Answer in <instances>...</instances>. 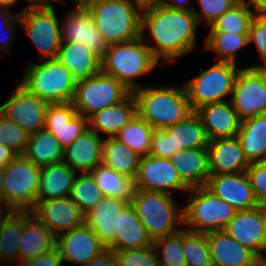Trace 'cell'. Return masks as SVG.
<instances>
[{"mask_svg": "<svg viewBox=\"0 0 266 266\" xmlns=\"http://www.w3.org/2000/svg\"><path fill=\"white\" fill-rule=\"evenodd\" d=\"M171 136L173 151L207 148L209 139L198 114L193 111L183 121L163 128Z\"/></svg>", "mask_w": 266, "mask_h": 266, "instance_id": "cell-32", "label": "cell"}, {"mask_svg": "<svg viewBox=\"0 0 266 266\" xmlns=\"http://www.w3.org/2000/svg\"><path fill=\"white\" fill-rule=\"evenodd\" d=\"M252 266H266V256L258 257Z\"/></svg>", "mask_w": 266, "mask_h": 266, "instance_id": "cell-62", "label": "cell"}, {"mask_svg": "<svg viewBox=\"0 0 266 266\" xmlns=\"http://www.w3.org/2000/svg\"><path fill=\"white\" fill-rule=\"evenodd\" d=\"M57 59L76 81L93 77L101 71V59L78 42L61 43Z\"/></svg>", "mask_w": 266, "mask_h": 266, "instance_id": "cell-30", "label": "cell"}, {"mask_svg": "<svg viewBox=\"0 0 266 266\" xmlns=\"http://www.w3.org/2000/svg\"><path fill=\"white\" fill-rule=\"evenodd\" d=\"M170 160L189 189L206 186L210 175L207 148L181 149Z\"/></svg>", "mask_w": 266, "mask_h": 266, "instance_id": "cell-27", "label": "cell"}, {"mask_svg": "<svg viewBox=\"0 0 266 266\" xmlns=\"http://www.w3.org/2000/svg\"><path fill=\"white\" fill-rule=\"evenodd\" d=\"M53 1H54L55 3H59V2H60V3H63L64 5H66V3H67V2L64 1V0H53ZM78 1H80V0H72L73 3L78 2Z\"/></svg>", "mask_w": 266, "mask_h": 266, "instance_id": "cell-64", "label": "cell"}, {"mask_svg": "<svg viewBox=\"0 0 266 266\" xmlns=\"http://www.w3.org/2000/svg\"><path fill=\"white\" fill-rule=\"evenodd\" d=\"M63 151L55 136L44 128L29 136L23 156L42 168L62 162Z\"/></svg>", "mask_w": 266, "mask_h": 266, "instance_id": "cell-35", "label": "cell"}, {"mask_svg": "<svg viewBox=\"0 0 266 266\" xmlns=\"http://www.w3.org/2000/svg\"><path fill=\"white\" fill-rule=\"evenodd\" d=\"M85 215L104 197L90 173L77 174L69 196Z\"/></svg>", "mask_w": 266, "mask_h": 266, "instance_id": "cell-41", "label": "cell"}, {"mask_svg": "<svg viewBox=\"0 0 266 266\" xmlns=\"http://www.w3.org/2000/svg\"><path fill=\"white\" fill-rule=\"evenodd\" d=\"M22 30L37 48L40 61L57 58L61 46L60 21L53 4L44 7H25L17 13Z\"/></svg>", "mask_w": 266, "mask_h": 266, "instance_id": "cell-11", "label": "cell"}, {"mask_svg": "<svg viewBox=\"0 0 266 266\" xmlns=\"http://www.w3.org/2000/svg\"><path fill=\"white\" fill-rule=\"evenodd\" d=\"M30 211H13L4 221L0 231V263L18 262L19 239L23 225L32 216Z\"/></svg>", "mask_w": 266, "mask_h": 266, "instance_id": "cell-37", "label": "cell"}, {"mask_svg": "<svg viewBox=\"0 0 266 266\" xmlns=\"http://www.w3.org/2000/svg\"><path fill=\"white\" fill-rule=\"evenodd\" d=\"M56 248L63 262L85 266L106 249L98 236L84 222L56 237Z\"/></svg>", "mask_w": 266, "mask_h": 266, "instance_id": "cell-16", "label": "cell"}, {"mask_svg": "<svg viewBox=\"0 0 266 266\" xmlns=\"http://www.w3.org/2000/svg\"><path fill=\"white\" fill-rule=\"evenodd\" d=\"M199 25L192 11H182L161 4L142 9L141 34L149 30L148 46L154 58L161 63L189 53L195 48L196 30Z\"/></svg>", "mask_w": 266, "mask_h": 266, "instance_id": "cell-1", "label": "cell"}, {"mask_svg": "<svg viewBox=\"0 0 266 266\" xmlns=\"http://www.w3.org/2000/svg\"><path fill=\"white\" fill-rule=\"evenodd\" d=\"M29 134L20 128L17 124L8 120L0 113V144L10 147L18 155H23L27 143L29 141Z\"/></svg>", "mask_w": 266, "mask_h": 266, "instance_id": "cell-44", "label": "cell"}, {"mask_svg": "<svg viewBox=\"0 0 266 266\" xmlns=\"http://www.w3.org/2000/svg\"><path fill=\"white\" fill-rule=\"evenodd\" d=\"M119 266H160L154 246L114 251Z\"/></svg>", "mask_w": 266, "mask_h": 266, "instance_id": "cell-45", "label": "cell"}, {"mask_svg": "<svg viewBox=\"0 0 266 266\" xmlns=\"http://www.w3.org/2000/svg\"><path fill=\"white\" fill-rule=\"evenodd\" d=\"M31 212L56 237L82 225L85 217L70 197L36 201Z\"/></svg>", "mask_w": 266, "mask_h": 266, "instance_id": "cell-18", "label": "cell"}, {"mask_svg": "<svg viewBox=\"0 0 266 266\" xmlns=\"http://www.w3.org/2000/svg\"><path fill=\"white\" fill-rule=\"evenodd\" d=\"M188 3H190V0H161L160 4L171 9L193 11L194 7L191 5L187 6Z\"/></svg>", "mask_w": 266, "mask_h": 266, "instance_id": "cell-54", "label": "cell"}, {"mask_svg": "<svg viewBox=\"0 0 266 266\" xmlns=\"http://www.w3.org/2000/svg\"><path fill=\"white\" fill-rule=\"evenodd\" d=\"M5 170L0 167V206H2V191H3V180H4Z\"/></svg>", "mask_w": 266, "mask_h": 266, "instance_id": "cell-60", "label": "cell"}, {"mask_svg": "<svg viewBox=\"0 0 266 266\" xmlns=\"http://www.w3.org/2000/svg\"><path fill=\"white\" fill-rule=\"evenodd\" d=\"M18 266H63L61 255L57 248L39 255L36 258L28 259L17 264Z\"/></svg>", "mask_w": 266, "mask_h": 266, "instance_id": "cell-50", "label": "cell"}, {"mask_svg": "<svg viewBox=\"0 0 266 266\" xmlns=\"http://www.w3.org/2000/svg\"><path fill=\"white\" fill-rule=\"evenodd\" d=\"M191 193L183 207L184 228L201 233L224 230L236 210L215 196L205 186L189 189Z\"/></svg>", "mask_w": 266, "mask_h": 266, "instance_id": "cell-7", "label": "cell"}, {"mask_svg": "<svg viewBox=\"0 0 266 266\" xmlns=\"http://www.w3.org/2000/svg\"><path fill=\"white\" fill-rule=\"evenodd\" d=\"M27 1H29V4L26 6L28 8L44 7L52 4V2L55 3L53 0H27Z\"/></svg>", "mask_w": 266, "mask_h": 266, "instance_id": "cell-58", "label": "cell"}, {"mask_svg": "<svg viewBox=\"0 0 266 266\" xmlns=\"http://www.w3.org/2000/svg\"><path fill=\"white\" fill-rule=\"evenodd\" d=\"M137 115L136 100L131 92L123 101L97 111L88 117V128L99 136L114 137Z\"/></svg>", "mask_w": 266, "mask_h": 266, "instance_id": "cell-25", "label": "cell"}, {"mask_svg": "<svg viewBox=\"0 0 266 266\" xmlns=\"http://www.w3.org/2000/svg\"><path fill=\"white\" fill-rule=\"evenodd\" d=\"M153 246L158 253L160 266H187L183 249V228L156 239Z\"/></svg>", "mask_w": 266, "mask_h": 266, "instance_id": "cell-43", "label": "cell"}, {"mask_svg": "<svg viewBox=\"0 0 266 266\" xmlns=\"http://www.w3.org/2000/svg\"><path fill=\"white\" fill-rule=\"evenodd\" d=\"M241 120L266 113V68H241L229 98Z\"/></svg>", "mask_w": 266, "mask_h": 266, "instance_id": "cell-12", "label": "cell"}, {"mask_svg": "<svg viewBox=\"0 0 266 266\" xmlns=\"http://www.w3.org/2000/svg\"><path fill=\"white\" fill-rule=\"evenodd\" d=\"M56 248V236L34 215L23 225L19 239L18 263Z\"/></svg>", "mask_w": 266, "mask_h": 266, "instance_id": "cell-29", "label": "cell"}, {"mask_svg": "<svg viewBox=\"0 0 266 266\" xmlns=\"http://www.w3.org/2000/svg\"><path fill=\"white\" fill-rule=\"evenodd\" d=\"M207 149L210 175L245 172L250 165L237 136L211 140Z\"/></svg>", "mask_w": 266, "mask_h": 266, "instance_id": "cell-22", "label": "cell"}, {"mask_svg": "<svg viewBox=\"0 0 266 266\" xmlns=\"http://www.w3.org/2000/svg\"><path fill=\"white\" fill-rule=\"evenodd\" d=\"M154 128L145 120L136 115L115 136L119 142L144 157L150 153L151 136Z\"/></svg>", "mask_w": 266, "mask_h": 266, "instance_id": "cell-39", "label": "cell"}, {"mask_svg": "<svg viewBox=\"0 0 266 266\" xmlns=\"http://www.w3.org/2000/svg\"><path fill=\"white\" fill-rule=\"evenodd\" d=\"M15 85V90L9 99L0 105V113L29 135L35 134L44 129L45 114L49 104L30 93L19 81Z\"/></svg>", "mask_w": 266, "mask_h": 266, "instance_id": "cell-13", "label": "cell"}, {"mask_svg": "<svg viewBox=\"0 0 266 266\" xmlns=\"http://www.w3.org/2000/svg\"><path fill=\"white\" fill-rule=\"evenodd\" d=\"M130 93L117 79L100 71L93 77L77 81L72 103L78 114L88 118L123 101Z\"/></svg>", "mask_w": 266, "mask_h": 266, "instance_id": "cell-10", "label": "cell"}, {"mask_svg": "<svg viewBox=\"0 0 266 266\" xmlns=\"http://www.w3.org/2000/svg\"><path fill=\"white\" fill-rule=\"evenodd\" d=\"M131 1L135 3L137 6H139L141 9L159 5L161 3V0H131Z\"/></svg>", "mask_w": 266, "mask_h": 266, "instance_id": "cell-57", "label": "cell"}, {"mask_svg": "<svg viewBox=\"0 0 266 266\" xmlns=\"http://www.w3.org/2000/svg\"><path fill=\"white\" fill-rule=\"evenodd\" d=\"M183 249L187 266H212L207 233L183 227Z\"/></svg>", "mask_w": 266, "mask_h": 266, "instance_id": "cell-42", "label": "cell"}, {"mask_svg": "<svg viewBox=\"0 0 266 266\" xmlns=\"http://www.w3.org/2000/svg\"><path fill=\"white\" fill-rule=\"evenodd\" d=\"M77 174L63 161L42 167L36 201L69 197Z\"/></svg>", "mask_w": 266, "mask_h": 266, "instance_id": "cell-31", "label": "cell"}, {"mask_svg": "<svg viewBox=\"0 0 266 266\" xmlns=\"http://www.w3.org/2000/svg\"><path fill=\"white\" fill-rule=\"evenodd\" d=\"M115 243L109 248L123 251L153 245L145 227L140 222L135 208L127 203L116 218Z\"/></svg>", "mask_w": 266, "mask_h": 266, "instance_id": "cell-28", "label": "cell"}, {"mask_svg": "<svg viewBox=\"0 0 266 266\" xmlns=\"http://www.w3.org/2000/svg\"><path fill=\"white\" fill-rule=\"evenodd\" d=\"M141 156L114 137H105L102 164L119 174L136 178Z\"/></svg>", "mask_w": 266, "mask_h": 266, "instance_id": "cell-36", "label": "cell"}, {"mask_svg": "<svg viewBox=\"0 0 266 266\" xmlns=\"http://www.w3.org/2000/svg\"><path fill=\"white\" fill-rule=\"evenodd\" d=\"M262 163H266V154H265V157H264Z\"/></svg>", "mask_w": 266, "mask_h": 266, "instance_id": "cell-65", "label": "cell"}, {"mask_svg": "<svg viewBox=\"0 0 266 266\" xmlns=\"http://www.w3.org/2000/svg\"><path fill=\"white\" fill-rule=\"evenodd\" d=\"M256 14H266V0H246Z\"/></svg>", "mask_w": 266, "mask_h": 266, "instance_id": "cell-56", "label": "cell"}, {"mask_svg": "<svg viewBox=\"0 0 266 266\" xmlns=\"http://www.w3.org/2000/svg\"><path fill=\"white\" fill-rule=\"evenodd\" d=\"M245 173L258 204L266 202V163L252 162Z\"/></svg>", "mask_w": 266, "mask_h": 266, "instance_id": "cell-48", "label": "cell"}, {"mask_svg": "<svg viewBox=\"0 0 266 266\" xmlns=\"http://www.w3.org/2000/svg\"><path fill=\"white\" fill-rule=\"evenodd\" d=\"M212 266H252L258 256L224 230L207 233Z\"/></svg>", "mask_w": 266, "mask_h": 266, "instance_id": "cell-24", "label": "cell"}, {"mask_svg": "<svg viewBox=\"0 0 266 266\" xmlns=\"http://www.w3.org/2000/svg\"><path fill=\"white\" fill-rule=\"evenodd\" d=\"M177 151H173L171 136H168L163 129H154L151 136L149 155L158 158H170Z\"/></svg>", "mask_w": 266, "mask_h": 266, "instance_id": "cell-49", "label": "cell"}, {"mask_svg": "<svg viewBox=\"0 0 266 266\" xmlns=\"http://www.w3.org/2000/svg\"><path fill=\"white\" fill-rule=\"evenodd\" d=\"M132 93L136 100L137 115L154 129H163L179 123L193 112L184 85H143Z\"/></svg>", "mask_w": 266, "mask_h": 266, "instance_id": "cell-2", "label": "cell"}, {"mask_svg": "<svg viewBox=\"0 0 266 266\" xmlns=\"http://www.w3.org/2000/svg\"><path fill=\"white\" fill-rule=\"evenodd\" d=\"M145 36L144 33L134 40L109 45L101 59V71L117 79L131 92L141 87L135 79L146 76L159 63L148 48Z\"/></svg>", "mask_w": 266, "mask_h": 266, "instance_id": "cell-4", "label": "cell"}, {"mask_svg": "<svg viewBox=\"0 0 266 266\" xmlns=\"http://www.w3.org/2000/svg\"><path fill=\"white\" fill-rule=\"evenodd\" d=\"M20 24V19H19V15L16 14V16L6 25V31L8 36L7 39L1 37V31H0V50H2V52L6 53H10L11 50V45L13 40H15L16 36V27L15 24Z\"/></svg>", "mask_w": 266, "mask_h": 266, "instance_id": "cell-51", "label": "cell"}, {"mask_svg": "<svg viewBox=\"0 0 266 266\" xmlns=\"http://www.w3.org/2000/svg\"><path fill=\"white\" fill-rule=\"evenodd\" d=\"M75 4L76 9L70 10L65 19L60 21L61 41L81 43L102 59L109 45L97 30L88 9L80 1Z\"/></svg>", "mask_w": 266, "mask_h": 266, "instance_id": "cell-15", "label": "cell"}, {"mask_svg": "<svg viewBox=\"0 0 266 266\" xmlns=\"http://www.w3.org/2000/svg\"><path fill=\"white\" fill-rule=\"evenodd\" d=\"M137 190L171 194V190L188 192L170 158L151 155L141 157L135 178Z\"/></svg>", "mask_w": 266, "mask_h": 266, "instance_id": "cell-14", "label": "cell"}, {"mask_svg": "<svg viewBox=\"0 0 266 266\" xmlns=\"http://www.w3.org/2000/svg\"><path fill=\"white\" fill-rule=\"evenodd\" d=\"M18 154L10 147L0 144V167L5 168Z\"/></svg>", "mask_w": 266, "mask_h": 266, "instance_id": "cell-53", "label": "cell"}, {"mask_svg": "<svg viewBox=\"0 0 266 266\" xmlns=\"http://www.w3.org/2000/svg\"><path fill=\"white\" fill-rule=\"evenodd\" d=\"M131 204L152 241L183 226V207L178 208L173 195L136 190Z\"/></svg>", "mask_w": 266, "mask_h": 266, "instance_id": "cell-6", "label": "cell"}, {"mask_svg": "<svg viewBox=\"0 0 266 266\" xmlns=\"http://www.w3.org/2000/svg\"><path fill=\"white\" fill-rule=\"evenodd\" d=\"M103 142V138L88 128L64 149L63 162L77 173H90L102 164Z\"/></svg>", "mask_w": 266, "mask_h": 266, "instance_id": "cell-23", "label": "cell"}, {"mask_svg": "<svg viewBox=\"0 0 266 266\" xmlns=\"http://www.w3.org/2000/svg\"><path fill=\"white\" fill-rule=\"evenodd\" d=\"M16 16L10 11L9 9H6L4 7H0V31L4 30L6 31V25Z\"/></svg>", "mask_w": 266, "mask_h": 266, "instance_id": "cell-55", "label": "cell"}, {"mask_svg": "<svg viewBox=\"0 0 266 266\" xmlns=\"http://www.w3.org/2000/svg\"><path fill=\"white\" fill-rule=\"evenodd\" d=\"M126 204L127 202L123 200L104 196L85 214L84 222L98 236L106 249L115 243L116 218Z\"/></svg>", "mask_w": 266, "mask_h": 266, "instance_id": "cell-26", "label": "cell"}, {"mask_svg": "<svg viewBox=\"0 0 266 266\" xmlns=\"http://www.w3.org/2000/svg\"><path fill=\"white\" fill-rule=\"evenodd\" d=\"M103 196L117 198L131 203L136 193L134 178L117 173L103 164L90 172Z\"/></svg>", "mask_w": 266, "mask_h": 266, "instance_id": "cell-34", "label": "cell"}, {"mask_svg": "<svg viewBox=\"0 0 266 266\" xmlns=\"http://www.w3.org/2000/svg\"><path fill=\"white\" fill-rule=\"evenodd\" d=\"M237 138L250 163L262 162L266 154V113L242 120Z\"/></svg>", "mask_w": 266, "mask_h": 266, "instance_id": "cell-33", "label": "cell"}, {"mask_svg": "<svg viewBox=\"0 0 266 266\" xmlns=\"http://www.w3.org/2000/svg\"><path fill=\"white\" fill-rule=\"evenodd\" d=\"M240 69L234 63L218 61L206 70L201 67L198 76L183 84L192 110L231 98Z\"/></svg>", "mask_w": 266, "mask_h": 266, "instance_id": "cell-9", "label": "cell"}, {"mask_svg": "<svg viewBox=\"0 0 266 266\" xmlns=\"http://www.w3.org/2000/svg\"><path fill=\"white\" fill-rule=\"evenodd\" d=\"M29 64L20 84L48 104L71 102L77 81L57 59Z\"/></svg>", "mask_w": 266, "mask_h": 266, "instance_id": "cell-5", "label": "cell"}, {"mask_svg": "<svg viewBox=\"0 0 266 266\" xmlns=\"http://www.w3.org/2000/svg\"><path fill=\"white\" fill-rule=\"evenodd\" d=\"M250 7L246 0H240L208 27L209 32L248 34L252 18L256 15L254 9L251 10Z\"/></svg>", "mask_w": 266, "mask_h": 266, "instance_id": "cell-40", "label": "cell"}, {"mask_svg": "<svg viewBox=\"0 0 266 266\" xmlns=\"http://www.w3.org/2000/svg\"><path fill=\"white\" fill-rule=\"evenodd\" d=\"M249 44L255 43L262 64L255 63L249 68H266V14H256L250 23L248 31Z\"/></svg>", "mask_w": 266, "mask_h": 266, "instance_id": "cell-47", "label": "cell"}, {"mask_svg": "<svg viewBox=\"0 0 266 266\" xmlns=\"http://www.w3.org/2000/svg\"><path fill=\"white\" fill-rule=\"evenodd\" d=\"M249 45L248 34L232 32H209L205 48L217 54L218 62L236 63L239 50Z\"/></svg>", "mask_w": 266, "mask_h": 266, "instance_id": "cell-38", "label": "cell"}, {"mask_svg": "<svg viewBox=\"0 0 266 266\" xmlns=\"http://www.w3.org/2000/svg\"><path fill=\"white\" fill-rule=\"evenodd\" d=\"M259 208L263 214V217H264V222H265V225H266V202H263L261 204H259Z\"/></svg>", "mask_w": 266, "mask_h": 266, "instance_id": "cell-63", "label": "cell"}, {"mask_svg": "<svg viewBox=\"0 0 266 266\" xmlns=\"http://www.w3.org/2000/svg\"><path fill=\"white\" fill-rule=\"evenodd\" d=\"M200 117L209 141L238 135L241 119L230 99L204 105L195 111Z\"/></svg>", "mask_w": 266, "mask_h": 266, "instance_id": "cell-21", "label": "cell"}, {"mask_svg": "<svg viewBox=\"0 0 266 266\" xmlns=\"http://www.w3.org/2000/svg\"><path fill=\"white\" fill-rule=\"evenodd\" d=\"M13 212V210L0 206V231L5 219ZM5 213V214H4Z\"/></svg>", "mask_w": 266, "mask_h": 266, "instance_id": "cell-59", "label": "cell"}, {"mask_svg": "<svg viewBox=\"0 0 266 266\" xmlns=\"http://www.w3.org/2000/svg\"><path fill=\"white\" fill-rule=\"evenodd\" d=\"M4 170L2 207L31 212L36 206L41 167L18 155Z\"/></svg>", "mask_w": 266, "mask_h": 266, "instance_id": "cell-8", "label": "cell"}, {"mask_svg": "<svg viewBox=\"0 0 266 266\" xmlns=\"http://www.w3.org/2000/svg\"><path fill=\"white\" fill-rule=\"evenodd\" d=\"M224 231L258 257L266 256V225L259 206L250 210L236 211Z\"/></svg>", "mask_w": 266, "mask_h": 266, "instance_id": "cell-17", "label": "cell"}, {"mask_svg": "<svg viewBox=\"0 0 266 266\" xmlns=\"http://www.w3.org/2000/svg\"><path fill=\"white\" fill-rule=\"evenodd\" d=\"M85 266H119L112 249H104Z\"/></svg>", "mask_w": 266, "mask_h": 266, "instance_id": "cell-52", "label": "cell"}, {"mask_svg": "<svg viewBox=\"0 0 266 266\" xmlns=\"http://www.w3.org/2000/svg\"><path fill=\"white\" fill-rule=\"evenodd\" d=\"M108 45L141 36L142 9L131 0H80Z\"/></svg>", "mask_w": 266, "mask_h": 266, "instance_id": "cell-3", "label": "cell"}, {"mask_svg": "<svg viewBox=\"0 0 266 266\" xmlns=\"http://www.w3.org/2000/svg\"><path fill=\"white\" fill-rule=\"evenodd\" d=\"M18 0H0V7H4L6 9L11 8L14 6Z\"/></svg>", "mask_w": 266, "mask_h": 266, "instance_id": "cell-61", "label": "cell"}, {"mask_svg": "<svg viewBox=\"0 0 266 266\" xmlns=\"http://www.w3.org/2000/svg\"><path fill=\"white\" fill-rule=\"evenodd\" d=\"M205 187L236 211L250 210L259 206L245 172L209 175Z\"/></svg>", "mask_w": 266, "mask_h": 266, "instance_id": "cell-19", "label": "cell"}, {"mask_svg": "<svg viewBox=\"0 0 266 266\" xmlns=\"http://www.w3.org/2000/svg\"><path fill=\"white\" fill-rule=\"evenodd\" d=\"M240 0H198L200 11L193 9L198 23L205 22L206 28L210 27L223 13L231 9Z\"/></svg>", "mask_w": 266, "mask_h": 266, "instance_id": "cell-46", "label": "cell"}, {"mask_svg": "<svg viewBox=\"0 0 266 266\" xmlns=\"http://www.w3.org/2000/svg\"><path fill=\"white\" fill-rule=\"evenodd\" d=\"M44 128L52 133L65 149L88 129V118L77 113L72 101L49 104Z\"/></svg>", "mask_w": 266, "mask_h": 266, "instance_id": "cell-20", "label": "cell"}]
</instances>
